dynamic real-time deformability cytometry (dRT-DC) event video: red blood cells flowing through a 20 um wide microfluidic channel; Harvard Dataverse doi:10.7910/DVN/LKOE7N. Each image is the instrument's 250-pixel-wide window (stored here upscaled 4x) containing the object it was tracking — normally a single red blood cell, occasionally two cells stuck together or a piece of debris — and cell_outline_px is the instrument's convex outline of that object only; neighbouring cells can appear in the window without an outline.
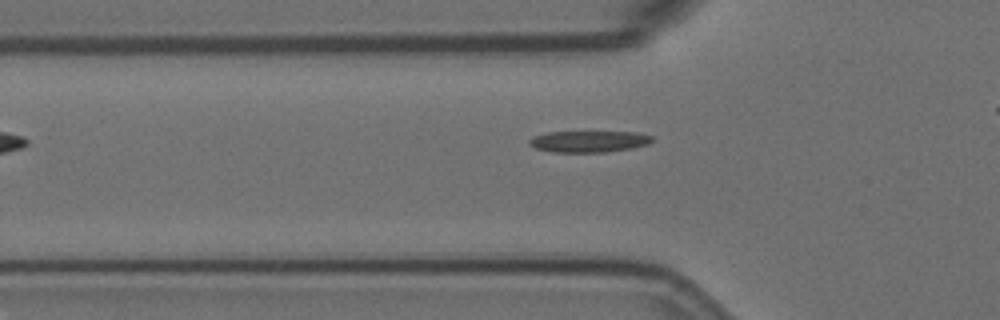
{"species": "Egyptian fruit bat (a non-hibernating species)", "species_latin": "Rousettus aegyptiacus", "temperature_condition": "room temperature", "stored_images_in_passage": 34, "camera_frame_rate_fps": 3000, "um_per_image_px": 0.085, "animal": {"sex": "female"}, "frame": {"image": 1, "passage_image": 3, "time_ms": 0.667, "image_size_px": [1000, 320], "cell_outline_px": [[652, 140], [648, 144], [632, 148], [604, 152], [552, 152], [536, 148], [528, 144], [528, 140], [532, 136], [548, 132], [636, 132], [652, 136]], "centroid_in_image_um": [50.01, 12.02], "position_along_channel_um": 75.8, "area_um2": 15.32}}
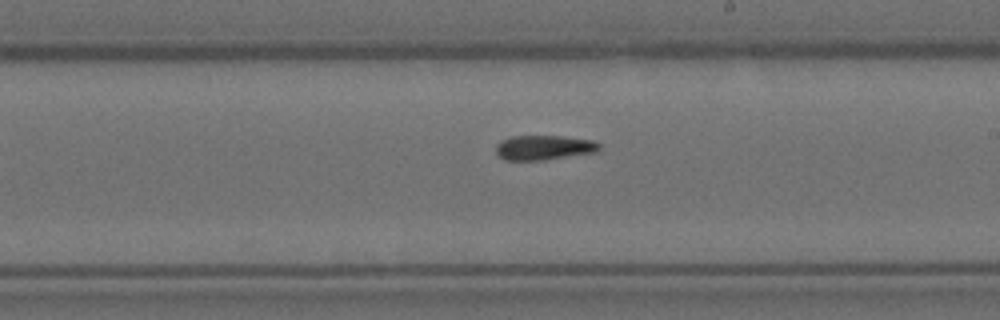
{"frame": {"image": 2, "passage_image": 17, "time_ms": 5.333, "image_size_px": [1000, 320], "cell_outline_px": [[600, 148], [596, 152], [544, 160], [504, 160], [496, 152], [496, 144], [500, 140], [512, 136], [560, 136], [592, 140], [600, 144]], "centroid_in_image_um": [46.21, 12.54], "position_along_channel_um": 242.8, "area_um2": 14.85}}
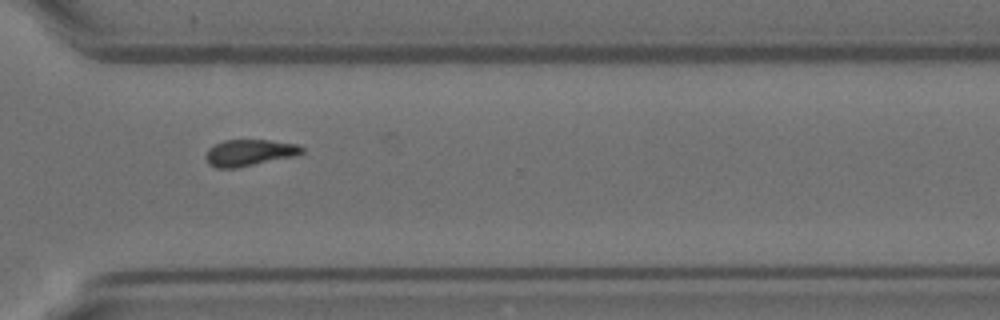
{"frame": {"image": 3, "passage_image": 26, "time_ms": 8.333, "image_size_px": [1000, 320], "cell_outline_px": [[304, 152], [296, 156], [236, 168], [216, 168], [208, 164], [204, 156], [208, 148], [224, 140], [272, 140], [296, 144], [304, 148]], "centroid_in_image_um": [21.19, 12.98], "position_along_channel_um": 349.4, "area_um2": 14.97}, "authors_computed_cell_mechanics": {"area_um2": 15.2014, "velocity_mm_per_s": 3.5502, "shape_relaxation_time_tau1_ms": 6.3146, "shape_relaxation_time_tau2_ms": 7.2143, "deformation_change_tau1": 0.1851, "deformation_change_tau2": 0.125}}